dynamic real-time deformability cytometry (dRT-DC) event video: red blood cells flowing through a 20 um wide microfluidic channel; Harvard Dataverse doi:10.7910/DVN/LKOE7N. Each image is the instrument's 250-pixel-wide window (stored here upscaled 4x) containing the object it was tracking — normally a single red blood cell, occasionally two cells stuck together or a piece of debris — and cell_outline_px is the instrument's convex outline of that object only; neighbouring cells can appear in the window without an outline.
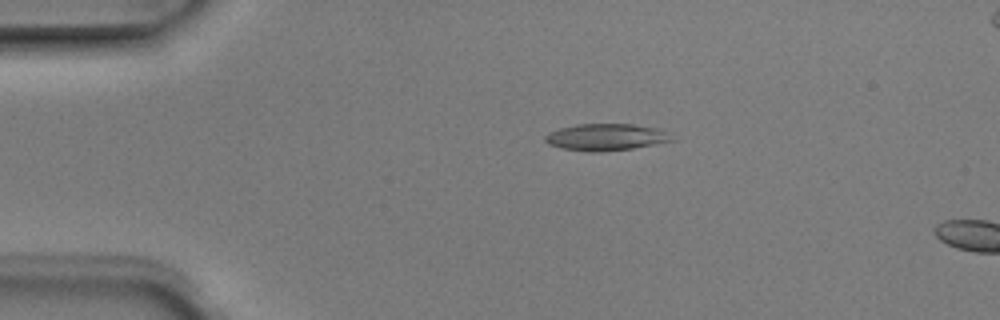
{"species": "Egyptian fruit bat (a non-hibernating species)", "species_latin": "Rousettus aegyptiacus", "temperature_condition": "room temperature", "stored_images_in_passage": 4, "camera_frame_rate_fps": 3000, "um_per_image_px": 0.085, "animal": {"sex": "male"}, "frame": {"image": 1, "passage_image": 3, "time_ms": 0.667, "image_size_px": [1000, 320], "cell_outline_px": [[676, 140], [632, 148], [600, 152], [588, 152], [564, 148], [548, 144], [544, 140], [544, 136], [548, 132], [560, 128], [576, 124], [632, 124], [656, 128], [664, 132]], "centroid_in_image_um": [51.45, 11.65], "position_along_channel_um": 33.5, "area_um2": 19.59}}